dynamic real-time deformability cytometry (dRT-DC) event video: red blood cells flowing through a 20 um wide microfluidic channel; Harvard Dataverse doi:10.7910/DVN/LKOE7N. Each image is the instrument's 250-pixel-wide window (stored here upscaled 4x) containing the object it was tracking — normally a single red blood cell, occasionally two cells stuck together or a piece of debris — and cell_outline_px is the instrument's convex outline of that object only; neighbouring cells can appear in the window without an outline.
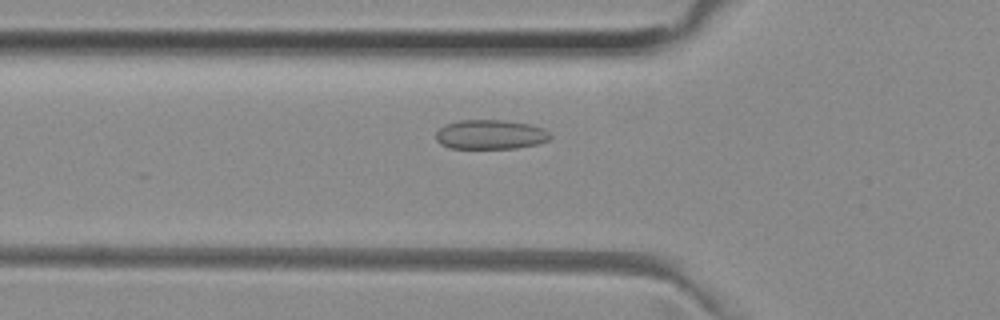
{"species": "common noctule bat (a hibernating species)", "species_latin": "Nyctalus noctula", "temperature_condition": "room temperature", "stored_images_in_passage": 52, "camera_frame_rate_fps": 3000, "um_per_image_px": 0.085, "animal": {"sex": "female", "body_mass_g": 29.2, "forearm_length_mm": 56.3}, "frame": {"image": 1, "passage_image": 18, "time_ms": 5.667, "image_size_px": [1000, 320], "cell_outline_px": [[552, 136], [548, 140], [536, 144], [516, 148], [448, 148], [440, 144], [436, 140], [436, 132], [444, 124], [460, 120], [504, 120], [528, 124], [544, 128]], "centroid_in_image_um": [41.66, 11.43], "position_along_channel_um": 84.1, "area_um2": 19.65}}
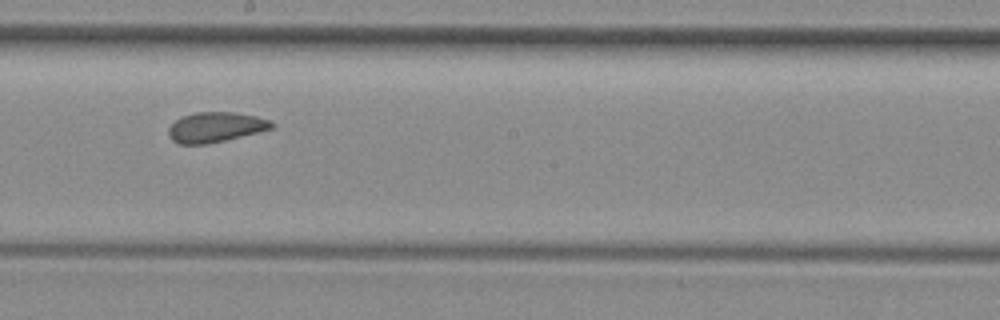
{"frame": {"image": 2, "passage_image": 29, "time_ms": 9.333, "image_size_px": [1000, 320], "cell_outline_px": [[276, 124], [272, 128], [208, 144], [180, 144], [172, 140], [168, 136], [168, 128], [176, 120], [184, 116], [196, 112], [236, 112], [256, 116], [268, 120]], "centroid_in_image_um": [18.29, 10.8], "position_along_channel_um": 229.9, "area_um2": 17.86}}
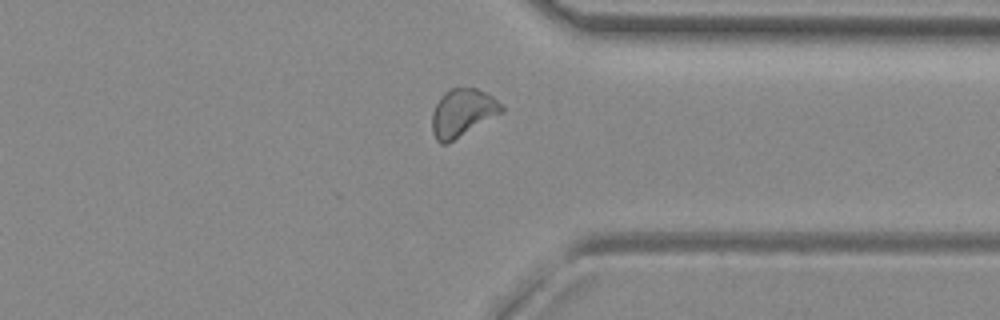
{"frame": {"image": 3, "passage_image": 40, "time_ms": 13.0, "image_size_px": [1000, 320], "cell_outline_px": [[504, 112], [448, 144], [440, 144], [436, 140], [432, 132], [432, 112], [440, 96], [448, 88], [476, 88], [492, 96], [504, 108]], "centroid_in_image_um": [39.29, 9.6], "position_along_channel_um": 372.1, "area_um2": 19.54}, "authors_computed_cell_mechanics": {"area_um2": 19.2763, "velocity_mm_per_s": 3.9679, "shape_relaxation_time_tau1_ms": null, "shape_relaxation_time_tau2_ms": 1.6807, "deformation_change_tau1": null, "deformation_change_tau2": 0.0889}}